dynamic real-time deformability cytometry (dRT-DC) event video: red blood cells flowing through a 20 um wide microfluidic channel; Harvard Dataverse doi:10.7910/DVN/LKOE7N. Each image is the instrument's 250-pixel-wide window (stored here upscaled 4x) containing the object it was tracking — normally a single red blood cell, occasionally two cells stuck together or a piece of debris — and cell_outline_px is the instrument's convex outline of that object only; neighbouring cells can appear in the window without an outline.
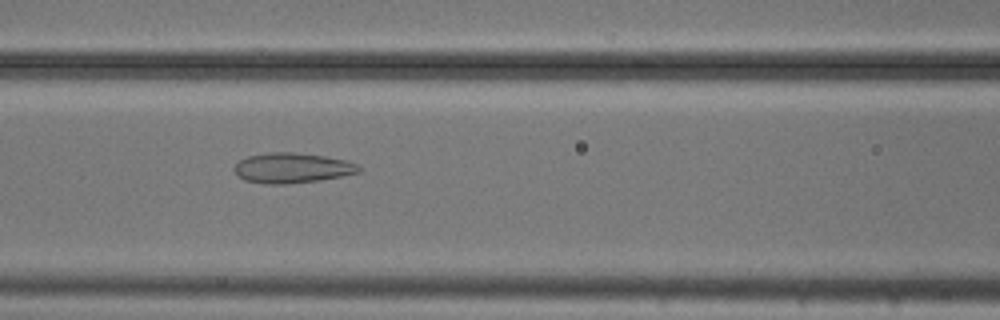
{"species": "common noctule bat (a hibernating species)", "species_latin": "Nyctalus noctula", "temperature_condition": "cold", "stored_images_in_passage": 36, "camera_frame_rate_fps": 3000, "um_per_image_px": 0.085, "animal": {"sex": "male", "body_mass_g": 20.5, "forearm_length_mm": 52.5}, "frame": {"image": 1, "passage_image": 8, "time_ms": 2.333, "image_size_px": [1000, 320], "cell_outline_px": [[360, 172], [320, 180], [284, 184], [264, 184], [244, 180], [232, 168], [240, 160], [248, 156], [272, 152], [292, 152], [324, 156], [348, 160], [356, 164], [360, 168]], "centroid_in_image_um": [24.82, 14.27], "position_along_channel_um": 141.8, "area_um2": 21.73}}
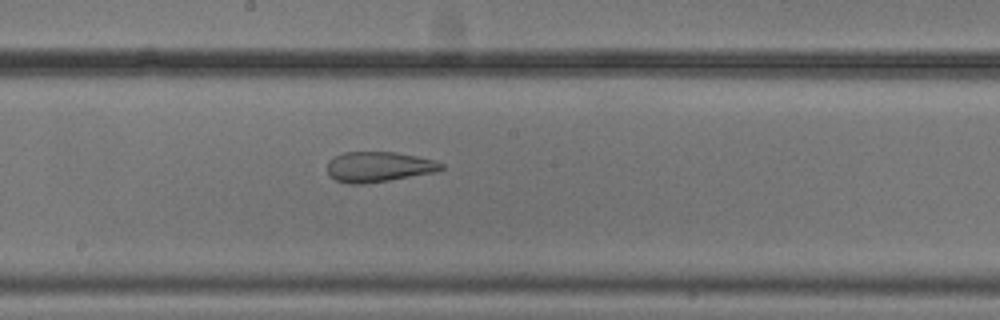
{"frame": {"image": 2, "passage_image": 14, "time_ms": 4.333, "image_size_px": [1000, 320], "cell_outline_px": [[444, 168], [436, 172], [364, 184], [348, 184], [336, 180], [328, 176], [328, 160], [344, 152], [396, 152], [436, 160], [444, 164]], "centroid_in_image_um": [32.19, 14.18], "position_along_channel_um": 216.0, "area_um2": 20.17}}
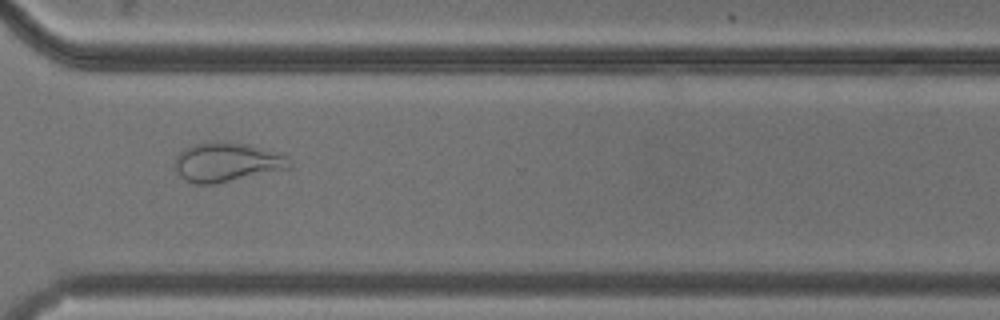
{"frame": {"image": 3, "passage_image": 25, "time_ms": 8.0, "image_size_px": [1000, 320], "cell_outline_px": [[292, 168], [212, 184], [196, 184], [184, 180], [180, 176], [172, 164], [176, 156], [184, 148], [192, 144], [208, 140], [224, 140], [248, 144], [284, 156], [292, 160]], "centroid_in_image_um": [19.22, 13.76], "position_along_channel_um": 351.4, "area_um2": 26.53}, "authors_computed_cell_mechanics": {"area_um2": 23.4957, "velocity_mm_per_s": 3.7159, "shape_relaxation_time_tau1_ms": null, "shape_relaxation_time_tau2_ms": 1.7041, "deformation_change_tau1": null, "deformation_change_tau2": 0.0995}}